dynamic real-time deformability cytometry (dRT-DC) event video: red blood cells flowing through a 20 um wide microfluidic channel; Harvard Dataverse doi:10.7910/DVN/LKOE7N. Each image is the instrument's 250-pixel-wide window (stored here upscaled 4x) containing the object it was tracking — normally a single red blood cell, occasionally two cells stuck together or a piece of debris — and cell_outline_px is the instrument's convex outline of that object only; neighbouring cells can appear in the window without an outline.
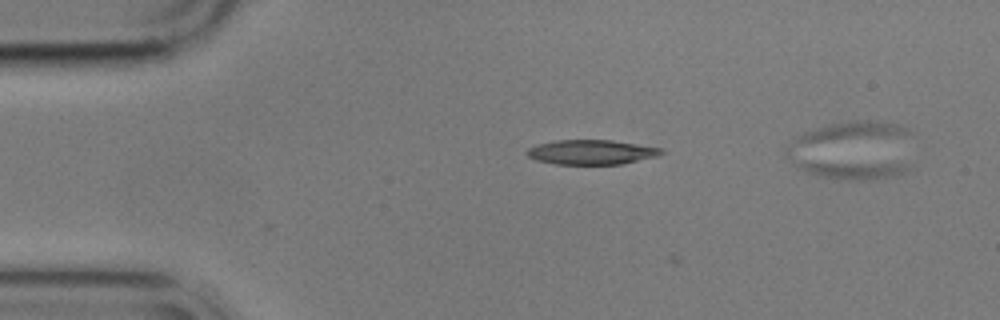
{"species": "common noctule bat (a hibernating species)", "species_latin": "Nyctalus noctula", "temperature_condition": "cold", "stored_images_in_passage": 2, "camera_frame_rate_fps": 3000, "um_per_image_px": 0.085, "animal": {"sex": "male", "body_mass_g": 17.9}, "frame": {"image": 1, "passage_image": 1, "time_ms": 0.0, "image_size_px": [1000, 320], "cell_outline_px": [[664, 152], [656, 156], [624, 164], [556, 164], [536, 160], [528, 156], [524, 152], [528, 148], [536, 144], [556, 140], [612, 140], [664, 148]], "centroid_in_image_um": [50.26, 12.93], "position_along_channel_um": 34.7, "area_um2": 19.42}}